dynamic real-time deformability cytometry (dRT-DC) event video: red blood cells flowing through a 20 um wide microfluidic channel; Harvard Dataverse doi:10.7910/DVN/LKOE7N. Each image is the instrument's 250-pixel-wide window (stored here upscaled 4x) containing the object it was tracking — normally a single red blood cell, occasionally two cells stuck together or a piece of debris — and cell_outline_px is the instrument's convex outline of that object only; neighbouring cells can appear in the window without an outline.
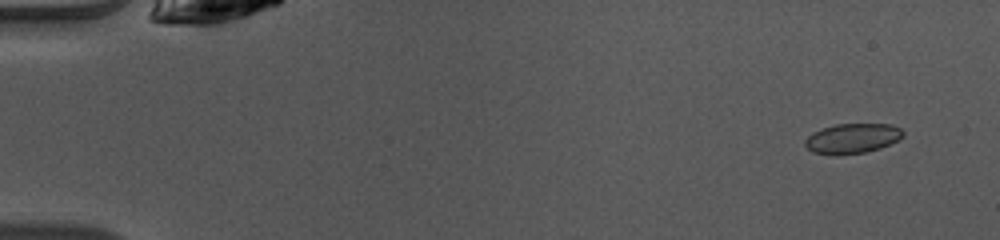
{"species": "common noctule bat (a hibernating species)", "species_latin": "Nyctalus noctula", "temperature_condition": "warm", "stored_images_in_passage": 47, "camera_frame_rate_fps": 3000, "um_per_image_px": 0.085, "animal": {"sex": "female", "body_mass_g": 10.0, "forearm_length_mm": 53.1}, "frame": {"image": 1, "passage_image": 1, "time_ms": 0.0, "image_size_px": [1000, 240], "cell_outline_px": [[904, 136], [880, 148], [864, 152], [836, 156], [812, 152], [804, 144], [804, 140], [812, 132], [836, 124], [892, 124], [900, 128], [904, 132]], "centroid_in_image_um": [72.42, 11.77], "position_along_channel_um": 12.6, "area_um2": 17.11}}
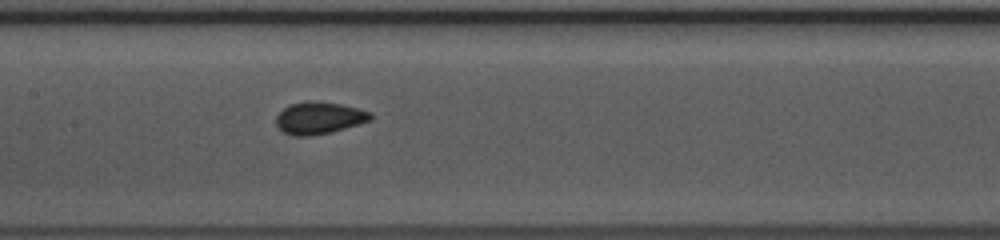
{"frame": {"image": 2, "passage_image": 22, "time_ms": 7.0, "image_size_px": [1000, 240], "cell_outline_px": [[372, 120], [332, 132], [308, 136], [292, 136], [284, 132], [276, 124], [276, 116], [284, 108], [292, 104], [316, 100], [340, 104], [372, 112]], "centroid_in_image_um": [27.14, 10.03], "position_along_channel_um": 180.3, "area_um2": 17.57}}
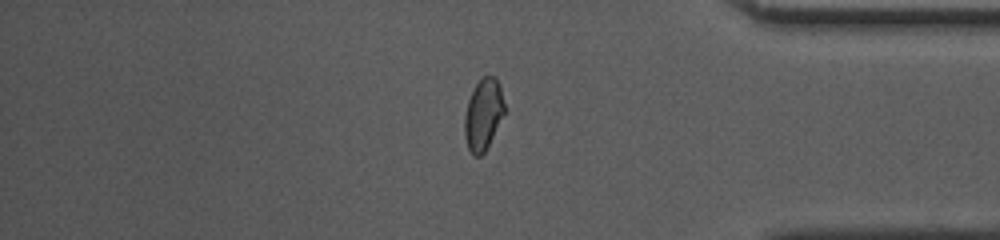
{"frame": {"image": 3, "passage_image": 39, "time_ms": 12.667, "image_size_px": [1000, 240], "cell_outline_px": [[504, 112], [484, 152], [480, 156], [472, 156], [468, 148], [464, 136], [464, 116], [468, 100], [476, 84], [484, 76], [496, 76], [500, 84], [504, 104]], "centroid_in_image_um": [41.05, 9.72], "position_along_channel_um": 394.1, "area_um2": 16.36}}